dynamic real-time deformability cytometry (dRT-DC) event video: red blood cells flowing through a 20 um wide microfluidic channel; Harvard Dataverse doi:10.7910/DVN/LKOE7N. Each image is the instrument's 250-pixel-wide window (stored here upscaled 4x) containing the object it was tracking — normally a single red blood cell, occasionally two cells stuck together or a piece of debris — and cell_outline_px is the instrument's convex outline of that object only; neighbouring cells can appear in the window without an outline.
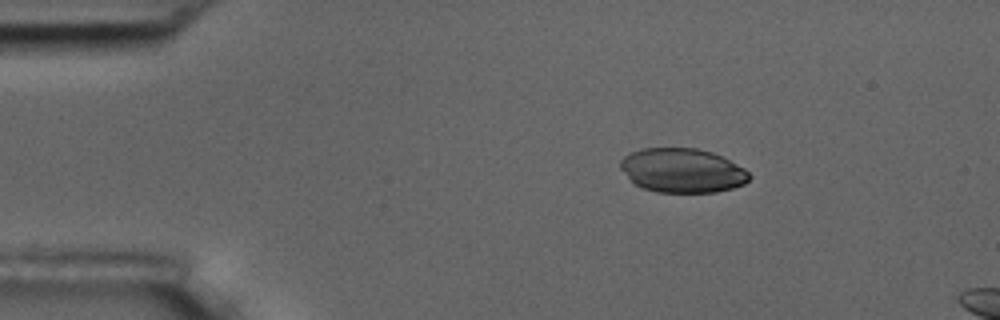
{"species": "common noctule bat (a hibernating species)", "species_latin": "Nyctalus noctula", "temperature_condition": "room temperature", "stored_images_in_passage": 4, "camera_frame_rate_fps": 3000, "um_per_image_px": 0.085, "animal": {"sex": "male", "body_mass_g": 17.5, "forearm_length_mm": 52.3}, "frame": {"image": 1, "passage_image": 2, "time_ms": 1.0, "image_size_px": [1000, 320], "cell_outline_px": [[752, 176], [744, 184], [732, 188], [716, 192], [656, 192], [644, 188], [636, 184], [620, 168], [620, 160], [624, 156], [640, 148], [696, 148], [712, 152], [744, 168]], "centroid_in_image_um": [58.0, 14.49], "position_along_channel_um": 27.0, "area_um2": 33.0}}